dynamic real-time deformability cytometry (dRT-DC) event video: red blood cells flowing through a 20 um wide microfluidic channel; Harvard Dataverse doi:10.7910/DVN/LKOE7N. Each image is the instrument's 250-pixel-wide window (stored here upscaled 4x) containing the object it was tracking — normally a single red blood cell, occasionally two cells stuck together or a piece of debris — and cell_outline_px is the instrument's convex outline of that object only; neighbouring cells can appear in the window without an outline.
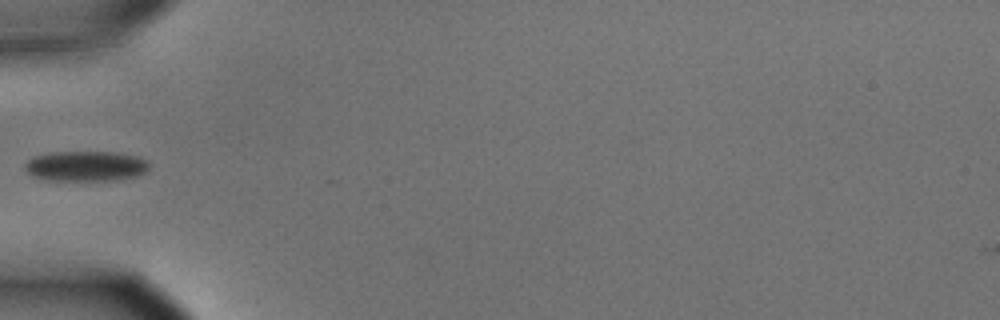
{"species": "common noctule bat (a hibernating species)", "species_latin": "Nyctalus noctula", "temperature_condition": "cold", "stored_images_in_passage": 4, "camera_frame_rate_fps": 3000, "um_per_image_px": 0.085, "animal": {"sex": "male", "body_mass_g": 15.6}, "frame": {"image": 1, "passage_image": 4, "time_ms": 1.0, "image_size_px": [1000, 320], "cell_outline_px": [[148, 168], [144, 172], [136, 176], [116, 180], [48, 180], [32, 176], [24, 168], [24, 164], [28, 160], [36, 156], [52, 152], [116, 152], [136, 156], [148, 160]], "centroid_in_image_um": [7.29, 14.11], "position_along_channel_um": 77.7, "area_um2": 21.79}}